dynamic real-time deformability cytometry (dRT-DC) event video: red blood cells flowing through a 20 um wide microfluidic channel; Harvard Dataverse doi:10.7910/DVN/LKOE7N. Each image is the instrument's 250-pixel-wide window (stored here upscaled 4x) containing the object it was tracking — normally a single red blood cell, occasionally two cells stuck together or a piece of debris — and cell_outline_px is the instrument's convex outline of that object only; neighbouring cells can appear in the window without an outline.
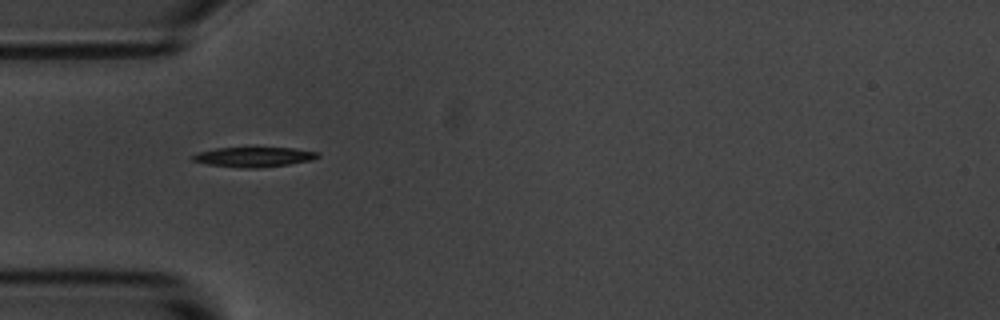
{"species": "common noctule bat (a hibernating species)", "species_latin": "Nyctalus noctula", "temperature_condition": "room temperature", "stored_images_in_passage": 2, "camera_frame_rate_fps": 3000, "um_per_image_px": 0.085, "animal": {"sex": "male", "body_mass_g": 20.1, "forearm_length_mm": 53.5}, "frame": {"image": 1, "passage_image": 1, "time_ms": 0.0, "image_size_px": [1000, 320], "cell_outline_px": [[320, 156], [312, 160], [288, 164], [256, 168], [240, 168], [208, 164], [192, 160], [192, 156], [196, 152], [216, 148], [292, 148], [320, 152]], "centroid_in_image_um": [21.58, 13.34], "position_along_channel_um": 63.4, "area_um2": 14.39}}